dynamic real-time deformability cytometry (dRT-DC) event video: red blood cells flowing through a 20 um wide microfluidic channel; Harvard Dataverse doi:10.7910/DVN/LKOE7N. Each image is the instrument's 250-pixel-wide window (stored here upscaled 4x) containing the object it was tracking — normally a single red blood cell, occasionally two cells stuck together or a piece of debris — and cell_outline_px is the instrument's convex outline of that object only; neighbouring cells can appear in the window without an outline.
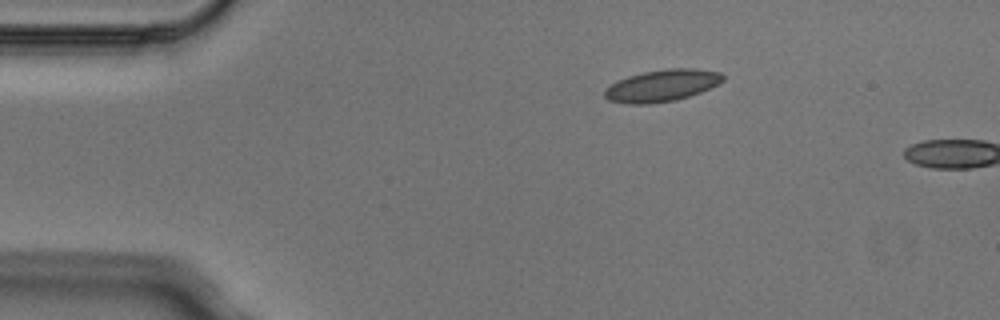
{"species": "Egyptian fruit bat (a non-hibernating species)", "species_latin": "Rousettus aegyptiacus", "temperature_condition": "cold", "stored_images_in_passage": 2, "camera_frame_rate_fps": 3000, "um_per_image_px": 0.085, "animal": {"sex": "male"}, "frame": {"image": 1, "passage_image": 1, "time_ms": 0.0, "image_size_px": [1000, 320], "cell_outline_px": [[724, 80], [700, 92], [676, 100], [652, 104], [628, 104], [608, 100], [604, 96], [604, 92], [612, 84], [628, 76], [644, 72], [664, 68], [696, 68], [720, 72], [724, 76]], "centroid_in_image_um": [56.27, 7.27], "position_along_channel_um": 28.7, "area_um2": 21.85}}